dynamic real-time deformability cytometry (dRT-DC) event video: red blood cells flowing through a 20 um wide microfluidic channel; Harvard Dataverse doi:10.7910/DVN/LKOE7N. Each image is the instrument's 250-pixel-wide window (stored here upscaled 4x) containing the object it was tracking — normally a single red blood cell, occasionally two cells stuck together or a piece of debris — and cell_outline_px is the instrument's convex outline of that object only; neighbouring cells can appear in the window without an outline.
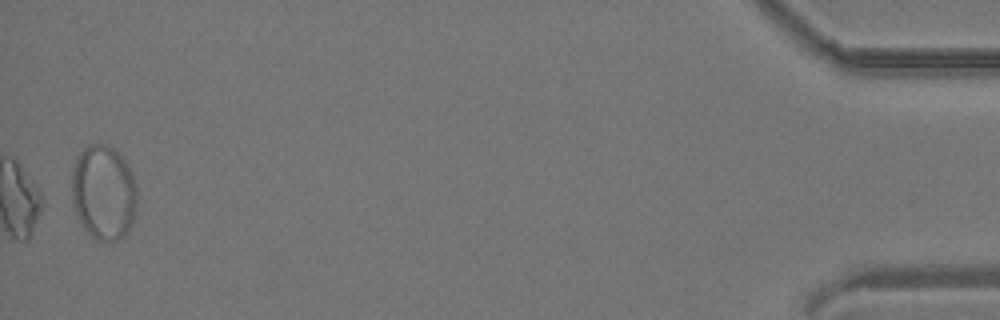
{"species": "common noctule bat (a hibernating species)", "species_latin": "Nyctalus noctula", "temperature_condition": "room temperature", "stored_images_in_passage": 31, "camera_frame_rate_fps": 3000, "um_per_image_px": 0.085, "animal": {"sex": "male", "body_mass_g": 19.2, "forearm_length_mm": 51.8}, "frame": {"image": 1, "passage_image": 31, "time_ms": 10.0, "image_size_px": [1000, 320], "cell_outline_px": [[136, 208], [132, 224], [124, 236], [116, 240], [96, 240], [80, 224], [76, 216], [72, 200], [72, 172], [76, 160], [80, 152], [88, 144], [108, 144], [116, 148], [120, 152], [128, 164], [136, 184]], "centroid_in_image_um": [8.81, 16.33], "position_along_channel_um": 426.4, "area_um2": 36.53}}